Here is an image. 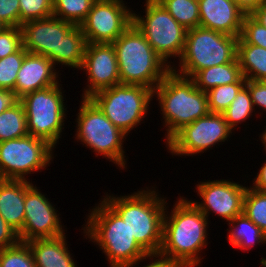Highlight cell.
I'll use <instances>...</instances> for the list:
<instances>
[{
  "label": "cell",
  "mask_w": 266,
  "mask_h": 267,
  "mask_svg": "<svg viewBox=\"0 0 266 267\" xmlns=\"http://www.w3.org/2000/svg\"><path fill=\"white\" fill-rule=\"evenodd\" d=\"M245 83L246 79L242 76L236 83L216 86L206 92L210 113L222 114L231 105Z\"/></svg>",
  "instance_id": "cell-30"
},
{
  "label": "cell",
  "mask_w": 266,
  "mask_h": 267,
  "mask_svg": "<svg viewBox=\"0 0 266 267\" xmlns=\"http://www.w3.org/2000/svg\"><path fill=\"white\" fill-rule=\"evenodd\" d=\"M170 15L185 29L199 27L198 0H158Z\"/></svg>",
  "instance_id": "cell-27"
},
{
  "label": "cell",
  "mask_w": 266,
  "mask_h": 267,
  "mask_svg": "<svg viewBox=\"0 0 266 267\" xmlns=\"http://www.w3.org/2000/svg\"><path fill=\"white\" fill-rule=\"evenodd\" d=\"M57 69L48 57L27 53L17 73L13 91L21 99L28 93L56 85L61 82L59 75H62Z\"/></svg>",
  "instance_id": "cell-19"
},
{
  "label": "cell",
  "mask_w": 266,
  "mask_h": 267,
  "mask_svg": "<svg viewBox=\"0 0 266 267\" xmlns=\"http://www.w3.org/2000/svg\"><path fill=\"white\" fill-rule=\"evenodd\" d=\"M66 234L55 238L33 239L30 246L36 267H78L70 253Z\"/></svg>",
  "instance_id": "cell-21"
},
{
  "label": "cell",
  "mask_w": 266,
  "mask_h": 267,
  "mask_svg": "<svg viewBox=\"0 0 266 267\" xmlns=\"http://www.w3.org/2000/svg\"><path fill=\"white\" fill-rule=\"evenodd\" d=\"M27 53L22 46L17 52L0 59V88L15 89L17 73Z\"/></svg>",
  "instance_id": "cell-33"
},
{
  "label": "cell",
  "mask_w": 266,
  "mask_h": 267,
  "mask_svg": "<svg viewBox=\"0 0 266 267\" xmlns=\"http://www.w3.org/2000/svg\"><path fill=\"white\" fill-rule=\"evenodd\" d=\"M22 47L20 27H5L0 32V59L17 52Z\"/></svg>",
  "instance_id": "cell-36"
},
{
  "label": "cell",
  "mask_w": 266,
  "mask_h": 267,
  "mask_svg": "<svg viewBox=\"0 0 266 267\" xmlns=\"http://www.w3.org/2000/svg\"><path fill=\"white\" fill-rule=\"evenodd\" d=\"M26 180L0 179V216L19 233L25 217Z\"/></svg>",
  "instance_id": "cell-20"
},
{
  "label": "cell",
  "mask_w": 266,
  "mask_h": 267,
  "mask_svg": "<svg viewBox=\"0 0 266 267\" xmlns=\"http://www.w3.org/2000/svg\"><path fill=\"white\" fill-rule=\"evenodd\" d=\"M259 137L261 138L260 141L262 142L263 146L264 147V151L266 153V126H265V130L261 133V135L259 134Z\"/></svg>",
  "instance_id": "cell-45"
},
{
  "label": "cell",
  "mask_w": 266,
  "mask_h": 267,
  "mask_svg": "<svg viewBox=\"0 0 266 267\" xmlns=\"http://www.w3.org/2000/svg\"><path fill=\"white\" fill-rule=\"evenodd\" d=\"M89 98L116 127L129 135L147 116L153 103V90L142 85L119 84Z\"/></svg>",
  "instance_id": "cell-9"
},
{
  "label": "cell",
  "mask_w": 266,
  "mask_h": 267,
  "mask_svg": "<svg viewBox=\"0 0 266 267\" xmlns=\"http://www.w3.org/2000/svg\"><path fill=\"white\" fill-rule=\"evenodd\" d=\"M250 15L262 26L266 27V1L255 8Z\"/></svg>",
  "instance_id": "cell-43"
},
{
  "label": "cell",
  "mask_w": 266,
  "mask_h": 267,
  "mask_svg": "<svg viewBox=\"0 0 266 267\" xmlns=\"http://www.w3.org/2000/svg\"><path fill=\"white\" fill-rule=\"evenodd\" d=\"M28 134L25 110L20 101L0 114V142Z\"/></svg>",
  "instance_id": "cell-26"
},
{
  "label": "cell",
  "mask_w": 266,
  "mask_h": 267,
  "mask_svg": "<svg viewBox=\"0 0 266 267\" xmlns=\"http://www.w3.org/2000/svg\"><path fill=\"white\" fill-rule=\"evenodd\" d=\"M87 77L81 98L121 84L115 47L112 43H87L80 68Z\"/></svg>",
  "instance_id": "cell-16"
},
{
  "label": "cell",
  "mask_w": 266,
  "mask_h": 267,
  "mask_svg": "<svg viewBox=\"0 0 266 267\" xmlns=\"http://www.w3.org/2000/svg\"><path fill=\"white\" fill-rule=\"evenodd\" d=\"M144 188L122 196L107 192L101 199L124 220L136 242L152 255L158 254L162 246L163 221L168 202L167 197H162L156 190L157 187Z\"/></svg>",
  "instance_id": "cell-2"
},
{
  "label": "cell",
  "mask_w": 266,
  "mask_h": 267,
  "mask_svg": "<svg viewBox=\"0 0 266 267\" xmlns=\"http://www.w3.org/2000/svg\"><path fill=\"white\" fill-rule=\"evenodd\" d=\"M144 7L145 15L133 12V23L143 33L154 51L170 67L176 66L171 58L179 60L181 57L187 29L171 16L159 1L145 0Z\"/></svg>",
  "instance_id": "cell-10"
},
{
  "label": "cell",
  "mask_w": 266,
  "mask_h": 267,
  "mask_svg": "<svg viewBox=\"0 0 266 267\" xmlns=\"http://www.w3.org/2000/svg\"><path fill=\"white\" fill-rule=\"evenodd\" d=\"M245 86L250 92L254 108L256 106L255 110L261 109L262 112L259 113L261 115L266 111V81L246 80Z\"/></svg>",
  "instance_id": "cell-38"
},
{
  "label": "cell",
  "mask_w": 266,
  "mask_h": 267,
  "mask_svg": "<svg viewBox=\"0 0 266 267\" xmlns=\"http://www.w3.org/2000/svg\"><path fill=\"white\" fill-rule=\"evenodd\" d=\"M158 100L166 143L183 126L210 113L207 93L195 86L191 78L170 71L153 90Z\"/></svg>",
  "instance_id": "cell-4"
},
{
  "label": "cell",
  "mask_w": 266,
  "mask_h": 267,
  "mask_svg": "<svg viewBox=\"0 0 266 267\" xmlns=\"http://www.w3.org/2000/svg\"><path fill=\"white\" fill-rule=\"evenodd\" d=\"M6 26L2 23V22H0V32L5 28Z\"/></svg>",
  "instance_id": "cell-47"
},
{
  "label": "cell",
  "mask_w": 266,
  "mask_h": 267,
  "mask_svg": "<svg viewBox=\"0 0 266 267\" xmlns=\"http://www.w3.org/2000/svg\"><path fill=\"white\" fill-rule=\"evenodd\" d=\"M200 27L240 37L247 14L230 0H198Z\"/></svg>",
  "instance_id": "cell-18"
},
{
  "label": "cell",
  "mask_w": 266,
  "mask_h": 267,
  "mask_svg": "<svg viewBox=\"0 0 266 267\" xmlns=\"http://www.w3.org/2000/svg\"><path fill=\"white\" fill-rule=\"evenodd\" d=\"M121 84L142 85L154 90L171 67L154 51L132 23L113 43Z\"/></svg>",
  "instance_id": "cell-5"
},
{
  "label": "cell",
  "mask_w": 266,
  "mask_h": 267,
  "mask_svg": "<svg viewBox=\"0 0 266 267\" xmlns=\"http://www.w3.org/2000/svg\"><path fill=\"white\" fill-rule=\"evenodd\" d=\"M76 114L75 140L81 142L96 156H102L124 170L127 167L124 141L126 135L116 127L90 98H82Z\"/></svg>",
  "instance_id": "cell-6"
},
{
  "label": "cell",
  "mask_w": 266,
  "mask_h": 267,
  "mask_svg": "<svg viewBox=\"0 0 266 267\" xmlns=\"http://www.w3.org/2000/svg\"><path fill=\"white\" fill-rule=\"evenodd\" d=\"M197 196L202 201H190L209 219L215 213L226 222L243 213L247 186L230 179L205 180L195 185Z\"/></svg>",
  "instance_id": "cell-15"
},
{
  "label": "cell",
  "mask_w": 266,
  "mask_h": 267,
  "mask_svg": "<svg viewBox=\"0 0 266 267\" xmlns=\"http://www.w3.org/2000/svg\"><path fill=\"white\" fill-rule=\"evenodd\" d=\"M87 41L80 25H74L62 39L61 53H58L59 66L64 65L80 70Z\"/></svg>",
  "instance_id": "cell-25"
},
{
  "label": "cell",
  "mask_w": 266,
  "mask_h": 267,
  "mask_svg": "<svg viewBox=\"0 0 266 267\" xmlns=\"http://www.w3.org/2000/svg\"><path fill=\"white\" fill-rule=\"evenodd\" d=\"M254 105L251 95L246 86H244L237 94L231 105L222 113L228 126L234 131L239 124H243L246 120L254 115ZM253 113V114H252Z\"/></svg>",
  "instance_id": "cell-28"
},
{
  "label": "cell",
  "mask_w": 266,
  "mask_h": 267,
  "mask_svg": "<svg viewBox=\"0 0 266 267\" xmlns=\"http://www.w3.org/2000/svg\"><path fill=\"white\" fill-rule=\"evenodd\" d=\"M96 0H52L53 16L80 25Z\"/></svg>",
  "instance_id": "cell-29"
},
{
  "label": "cell",
  "mask_w": 266,
  "mask_h": 267,
  "mask_svg": "<svg viewBox=\"0 0 266 267\" xmlns=\"http://www.w3.org/2000/svg\"><path fill=\"white\" fill-rule=\"evenodd\" d=\"M266 0H239V7L250 14L255 8L262 4Z\"/></svg>",
  "instance_id": "cell-44"
},
{
  "label": "cell",
  "mask_w": 266,
  "mask_h": 267,
  "mask_svg": "<svg viewBox=\"0 0 266 267\" xmlns=\"http://www.w3.org/2000/svg\"><path fill=\"white\" fill-rule=\"evenodd\" d=\"M0 22L6 27H20L19 0H0Z\"/></svg>",
  "instance_id": "cell-37"
},
{
  "label": "cell",
  "mask_w": 266,
  "mask_h": 267,
  "mask_svg": "<svg viewBox=\"0 0 266 267\" xmlns=\"http://www.w3.org/2000/svg\"><path fill=\"white\" fill-rule=\"evenodd\" d=\"M18 233L0 216V250L16 245Z\"/></svg>",
  "instance_id": "cell-39"
},
{
  "label": "cell",
  "mask_w": 266,
  "mask_h": 267,
  "mask_svg": "<svg viewBox=\"0 0 266 267\" xmlns=\"http://www.w3.org/2000/svg\"><path fill=\"white\" fill-rule=\"evenodd\" d=\"M260 265H262L261 267H266V258L262 257Z\"/></svg>",
  "instance_id": "cell-46"
},
{
  "label": "cell",
  "mask_w": 266,
  "mask_h": 267,
  "mask_svg": "<svg viewBox=\"0 0 266 267\" xmlns=\"http://www.w3.org/2000/svg\"><path fill=\"white\" fill-rule=\"evenodd\" d=\"M54 147L30 134L0 142V179L26 180L28 174L46 170L53 161Z\"/></svg>",
  "instance_id": "cell-11"
},
{
  "label": "cell",
  "mask_w": 266,
  "mask_h": 267,
  "mask_svg": "<svg viewBox=\"0 0 266 267\" xmlns=\"http://www.w3.org/2000/svg\"><path fill=\"white\" fill-rule=\"evenodd\" d=\"M123 0H96L80 24L87 43H113L133 23V10Z\"/></svg>",
  "instance_id": "cell-13"
},
{
  "label": "cell",
  "mask_w": 266,
  "mask_h": 267,
  "mask_svg": "<svg viewBox=\"0 0 266 267\" xmlns=\"http://www.w3.org/2000/svg\"><path fill=\"white\" fill-rule=\"evenodd\" d=\"M20 26L31 20L53 16L52 0H19Z\"/></svg>",
  "instance_id": "cell-34"
},
{
  "label": "cell",
  "mask_w": 266,
  "mask_h": 267,
  "mask_svg": "<svg viewBox=\"0 0 266 267\" xmlns=\"http://www.w3.org/2000/svg\"><path fill=\"white\" fill-rule=\"evenodd\" d=\"M237 44H252L266 48V27L262 26L250 14H246Z\"/></svg>",
  "instance_id": "cell-35"
},
{
  "label": "cell",
  "mask_w": 266,
  "mask_h": 267,
  "mask_svg": "<svg viewBox=\"0 0 266 267\" xmlns=\"http://www.w3.org/2000/svg\"><path fill=\"white\" fill-rule=\"evenodd\" d=\"M233 130L228 126L223 114L209 113L193 123L183 126L165 144L172 156H196L213 149L215 145L232 137Z\"/></svg>",
  "instance_id": "cell-12"
},
{
  "label": "cell",
  "mask_w": 266,
  "mask_h": 267,
  "mask_svg": "<svg viewBox=\"0 0 266 267\" xmlns=\"http://www.w3.org/2000/svg\"><path fill=\"white\" fill-rule=\"evenodd\" d=\"M242 76L239 61L236 58L233 62L198 71L191 79L198 89L208 92L216 86L236 83Z\"/></svg>",
  "instance_id": "cell-23"
},
{
  "label": "cell",
  "mask_w": 266,
  "mask_h": 267,
  "mask_svg": "<svg viewBox=\"0 0 266 267\" xmlns=\"http://www.w3.org/2000/svg\"><path fill=\"white\" fill-rule=\"evenodd\" d=\"M34 185L32 181H26L25 217L23 228L18 233L19 240L28 242L66 234L56 206Z\"/></svg>",
  "instance_id": "cell-14"
},
{
  "label": "cell",
  "mask_w": 266,
  "mask_h": 267,
  "mask_svg": "<svg viewBox=\"0 0 266 267\" xmlns=\"http://www.w3.org/2000/svg\"><path fill=\"white\" fill-rule=\"evenodd\" d=\"M0 267H36L29 244L19 241L14 246L1 249Z\"/></svg>",
  "instance_id": "cell-32"
},
{
  "label": "cell",
  "mask_w": 266,
  "mask_h": 267,
  "mask_svg": "<svg viewBox=\"0 0 266 267\" xmlns=\"http://www.w3.org/2000/svg\"><path fill=\"white\" fill-rule=\"evenodd\" d=\"M20 99L13 90L0 88V114L6 109L13 107Z\"/></svg>",
  "instance_id": "cell-41"
},
{
  "label": "cell",
  "mask_w": 266,
  "mask_h": 267,
  "mask_svg": "<svg viewBox=\"0 0 266 267\" xmlns=\"http://www.w3.org/2000/svg\"><path fill=\"white\" fill-rule=\"evenodd\" d=\"M243 213L266 234V192L247 186Z\"/></svg>",
  "instance_id": "cell-31"
},
{
  "label": "cell",
  "mask_w": 266,
  "mask_h": 267,
  "mask_svg": "<svg viewBox=\"0 0 266 267\" xmlns=\"http://www.w3.org/2000/svg\"><path fill=\"white\" fill-rule=\"evenodd\" d=\"M73 26L54 16L26 21L20 26L22 46L28 53L48 57L57 67L62 39Z\"/></svg>",
  "instance_id": "cell-17"
},
{
  "label": "cell",
  "mask_w": 266,
  "mask_h": 267,
  "mask_svg": "<svg viewBox=\"0 0 266 267\" xmlns=\"http://www.w3.org/2000/svg\"><path fill=\"white\" fill-rule=\"evenodd\" d=\"M62 89V84L58 83L28 93L20 99L25 110L28 133L46 140L54 148L57 142L59 144L67 119L66 98Z\"/></svg>",
  "instance_id": "cell-8"
},
{
  "label": "cell",
  "mask_w": 266,
  "mask_h": 267,
  "mask_svg": "<svg viewBox=\"0 0 266 267\" xmlns=\"http://www.w3.org/2000/svg\"><path fill=\"white\" fill-rule=\"evenodd\" d=\"M256 177L252 180L253 186L250 185V188L266 192V162L261 164V168L259 169V172H257Z\"/></svg>",
  "instance_id": "cell-42"
},
{
  "label": "cell",
  "mask_w": 266,
  "mask_h": 267,
  "mask_svg": "<svg viewBox=\"0 0 266 267\" xmlns=\"http://www.w3.org/2000/svg\"><path fill=\"white\" fill-rule=\"evenodd\" d=\"M230 1L236 3L239 6V0H230Z\"/></svg>",
  "instance_id": "cell-48"
},
{
  "label": "cell",
  "mask_w": 266,
  "mask_h": 267,
  "mask_svg": "<svg viewBox=\"0 0 266 267\" xmlns=\"http://www.w3.org/2000/svg\"><path fill=\"white\" fill-rule=\"evenodd\" d=\"M237 59L246 80L266 81V48L237 44Z\"/></svg>",
  "instance_id": "cell-24"
},
{
  "label": "cell",
  "mask_w": 266,
  "mask_h": 267,
  "mask_svg": "<svg viewBox=\"0 0 266 267\" xmlns=\"http://www.w3.org/2000/svg\"><path fill=\"white\" fill-rule=\"evenodd\" d=\"M168 207L166 204L162 246L158 254L182 267H199L204 259L202 250L208 245L209 219L184 196H179L171 213L167 211Z\"/></svg>",
  "instance_id": "cell-1"
},
{
  "label": "cell",
  "mask_w": 266,
  "mask_h": 267,
  "mask_svg": "<svg viewBox=\"0 0 266 267\" xmlns=\"http://www.w3.org/2000/svg\"><path fill=\"white\" fill-rule=\"evenodd\" d=\"M99 202L86 215L81 230L84 238L105 254L108 266L125 267L147 257L149 254L136 242L124 220L103 199Z\"/></svg>",
  "instance_id": "cell-3"
},
{
  "label": "cell",
  "mask_w": 266,
  "mask_h": 267,
  "mask_svg": "<svg viewBox=\"0 0 266 267\" xmlns=\"http://www.w3.org/2000/svg\"><path fill=\"white\" fill-rule=\"evenodd\" d=\"M148 260L150 262L148 264L143 265L142 267H182L178 262L172 261L159 254H152V255L150 254L147 257L140 259L137 262H134L125 267H136V265L140 264L141 262L148 261ZM137 267H139V265Z\"/></svg>",
  "instance_id": "cell-40"
},
{
  "label": "cell",
  "mask_w": 266,
  "mask_h": 267,
  "mask_svg": "<svg viewBox=\"0 0 266 267\" xmlns=\"http://www.w3.org/2000/svg\"><path fill=\"white\" fill-rule=\"evenodd\" d=\"M227 224L229 226L227 239L230 246L239 248L240 251L249 252L257 245L266 244V234L244 213L235 216Z\"/></svg>",
  "instance_id": "cell-22"
},
{
  "label": "cell",
  "mask_w": 266,
  "mask_h": 267,
  "mask_svg": "<svg viewBox=\"0 0 266 267\" xmlns=\"http://www.w3.org/2000/svg\"><path fill=\"white\" fill-rule=\"evenodd\" d=\"M238 39L200 26L189 29L183 53L177 62L179 69L173 66L171 70L192 78L205 68L233 62L237 58Z\"/></svg>",
  "instance_id": "cell-7"
}]
</instances>
